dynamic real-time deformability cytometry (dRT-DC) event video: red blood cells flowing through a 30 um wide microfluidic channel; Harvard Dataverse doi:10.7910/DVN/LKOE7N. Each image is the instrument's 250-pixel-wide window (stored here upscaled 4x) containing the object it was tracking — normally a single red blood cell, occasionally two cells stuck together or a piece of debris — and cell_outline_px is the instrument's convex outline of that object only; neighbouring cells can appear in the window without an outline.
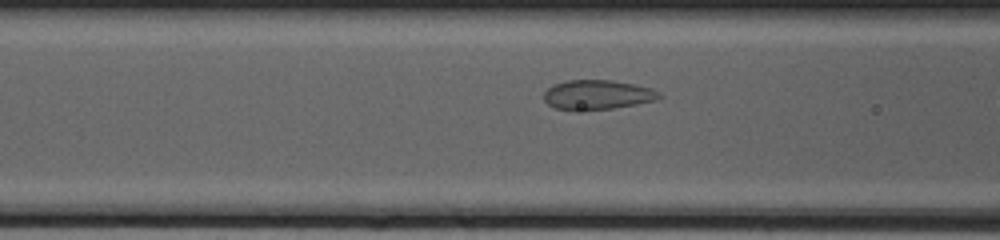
{"species": "common noctule bat (a hibernating species)", "species_latin": "Nyctalus noctula", "temperature_condition": "cold", "stored_images_in_passage": 7, "camera_frame_rate_fps": 3000, "um_per_image_px": 0.085, "animal": {"sex": "female", "body_mass_g": 20.0, "forearm_length_mm": 54.0}, "frame": {"image": 1, "passage_image": 6, "time_ms": 1.667, "image_size_px": [1000, 240], "cell_outline_px": [[664, 96], [656, 100], [636, 104], [612, 108], [572, 112], [556, 108], [548, 104], [544, 100], [544, 92], [552, 84], [568, 80], [612, 80], [652, 88]], "centroid_in_image_um": [50.74, 8.07], "position_along_channel_um": 115.9, "area_um2": 20.11}}